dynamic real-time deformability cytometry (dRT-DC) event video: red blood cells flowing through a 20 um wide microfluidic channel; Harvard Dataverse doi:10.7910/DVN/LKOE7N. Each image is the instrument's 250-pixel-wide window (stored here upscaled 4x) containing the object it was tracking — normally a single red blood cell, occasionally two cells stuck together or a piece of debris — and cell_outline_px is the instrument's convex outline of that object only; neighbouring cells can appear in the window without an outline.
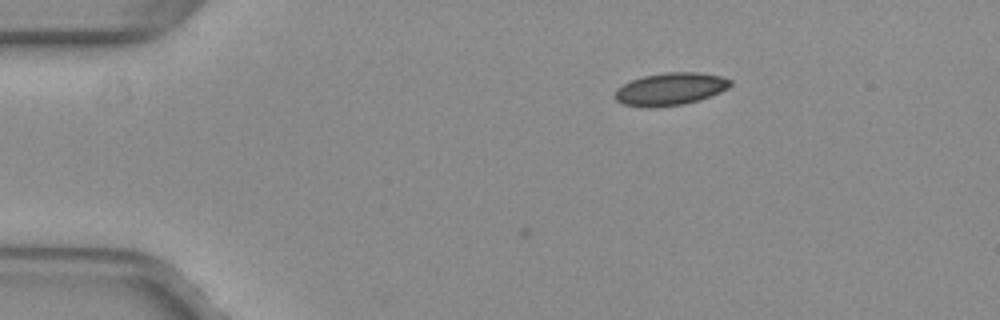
{"species": "common noctule bat (a hibernating species)", "species_latin": "Nyctalus noctula", "temperature_condition": "warm", "stored_images_in_passage": 2, "camera_frame_rate_fps": 3000, "um_per_image_px": 0.085, "animal": {"sex": "female", "body_mass_g": 29.2, "forearm_length_mm": 56.3}, "frame": {"image": 1, "passage_image": 2, "time_ms": 0.333, "image_size_px": [1000, 320], "cell_outline_px": [[732, 84], [728, 88], [720, 92], [684, 104], [624, 104], [616, 100], [612, 96], [616, 88], [632, 80], [644, 76], [668, 72], [696, 72], [720, 76], [732, 80]], "centroid_in_image_um": [57.0, 7.51], "position_along_channel_um": 28.0, "area_um2": 20.87}}